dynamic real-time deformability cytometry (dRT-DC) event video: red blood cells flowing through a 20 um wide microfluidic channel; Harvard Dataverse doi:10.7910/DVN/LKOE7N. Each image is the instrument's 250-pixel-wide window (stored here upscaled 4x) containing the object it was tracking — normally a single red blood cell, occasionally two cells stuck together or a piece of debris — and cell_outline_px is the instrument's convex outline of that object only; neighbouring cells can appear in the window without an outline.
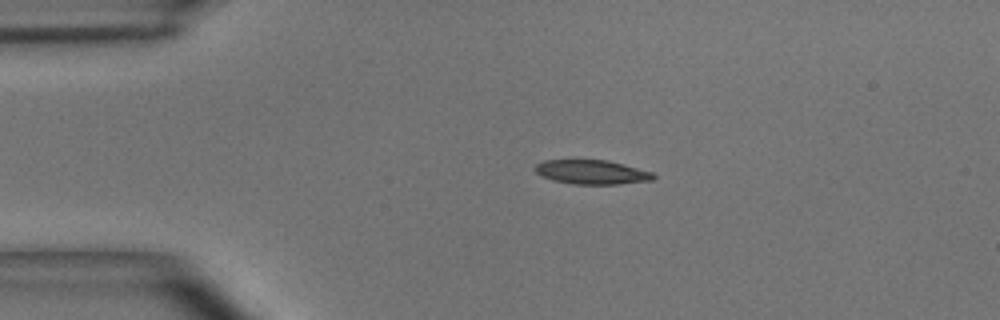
{"species": "common noctule bat (a hibernating species)", "species_latin": "Nyctalus noctula", "temperature_condition": "room temperature", "stored_images_in_passage": 44, "camera_frame_rate_fps": 3000, "um_per_image_px": 0.085, "animal": {"sex": "male", "body_mass_g": 15.6}, "frame": {"image": 1, "passage_image": 1, "time_ms": 0.0, "image_size_px": [1000, 320], "cell_outline_px": [[656, 176], [652, 180], [616, 184], [572, 184], [552, 180], [540, 176], [536, 172], [536, 164], [544, 160], [608, 160], [652, 172]], "centroid_in_image_um": [50.28, 14.63], "position_along_channel_um": 34.7, "area_um2": 16.59}}
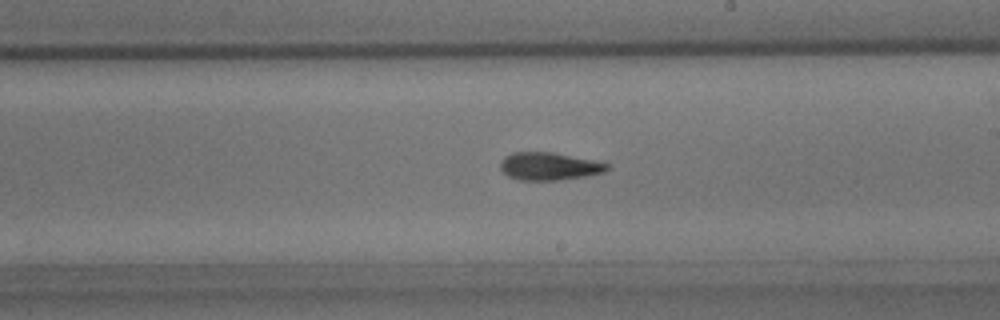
{"frame": {"image": 2, "passage_image": 21, "time_ms": 6.667, "image_size_px": [1000, 320], "cell_outline_px": [[612, 168], [604, 172], [584, 176], [560, 180], [520, 180], [508, 176], [500, 168], [500, 160], [504, 156], [512, 152], [552, 152], [612, 164]], "centroid_in_image_um": [46.68, 14.13], "position_along_channel_um": 242.3, "area_um2": 17.34}}
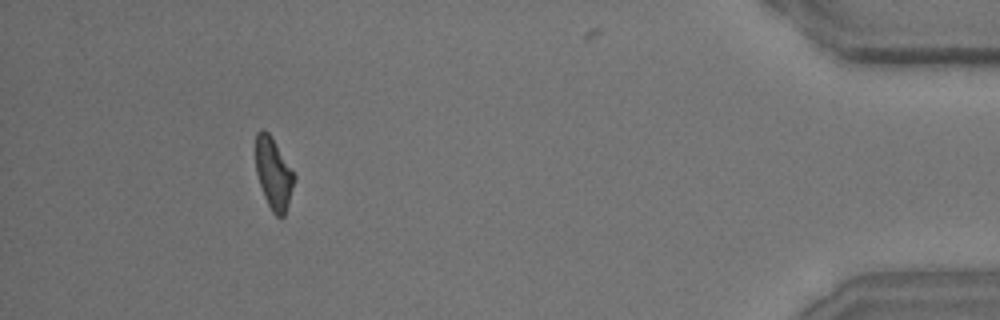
{"frame": {"image": 3, "passage_image": 40, "time_ms": 13.0, "image_size_px": [1000, 320], "cell_outline_px": [[296, 180], [284, 216], [276, 216], [272, 212], [264, 196], [256, 172], [256, 132], [260, 128], [264, 128], [268, 132], [296, 176]], "centroid_in_image_um": [23.25, 14.74], "position_along_channel_um": 411.9, "area_um2": 15.9}, "authors_computed_cell_mechanics": {"area_um2": 16.9932, "velocity_mm_per_s": 3.6411, "shape_relaxation_time_tau1_ms": 3.7658, "shape_relaxation_time_tau2_ms": 2.8967, "deformation_change_tau1": 0.177, "deformation_change_tau2": 0.1264}}